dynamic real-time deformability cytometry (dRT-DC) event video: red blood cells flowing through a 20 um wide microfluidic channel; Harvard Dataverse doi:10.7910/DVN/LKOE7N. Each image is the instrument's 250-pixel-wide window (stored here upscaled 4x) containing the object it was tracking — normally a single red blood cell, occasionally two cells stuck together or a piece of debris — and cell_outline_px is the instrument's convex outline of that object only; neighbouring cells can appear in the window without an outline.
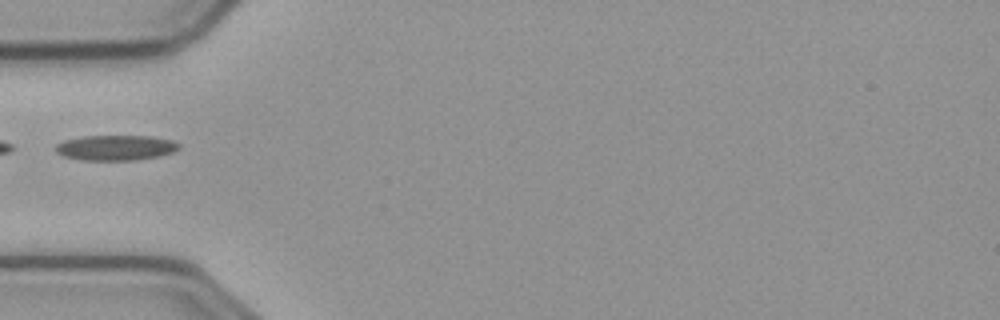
{"species": "common noctule bat (a hibernating species)", "species_latin": "Nyctalus noctula", "temperature_condition": "cold", "stored_images_in_passage": 33, "camera_frame_rate_fps": 3000, "um_per_image_px": 0.085, "animal": {"sex": "male", "body_mass_g": 23.1, "forearm_length_mm": 52.7}, "frame": {"image": 1, "passage_image": 1, "time_ms": 0.0, "image_size_px": [1000, 320], "cell_outline_px": [[180, 148], [172, 152], [160, 156], [132, 160], [80, 160], [64, 156], [56, 152], [56, 144], [64, 140], [84, 136], [152, 136], [172, 140], [180, 144]], "centroid_in_image_um": [9.84, 12.55], "position_along_channel_um": 75.2, "area_um2": 18.15}}
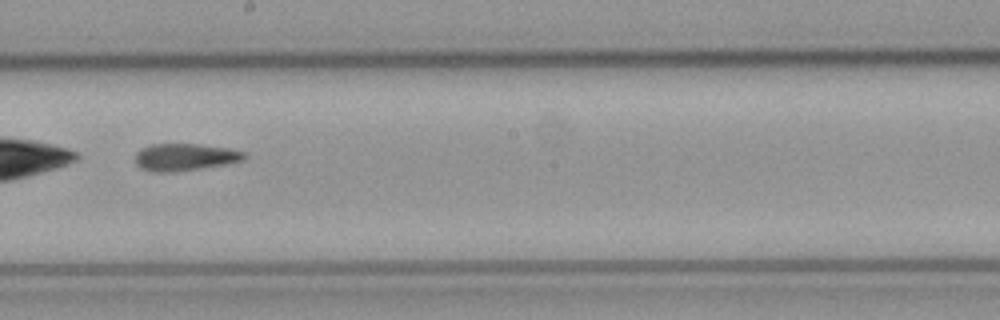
{"frame": {"image": 2, "passage_image": 14, "time_ms": 4.333, "image_size_px": [1000, 320], "cell_outline_px": [[248, 156], [244, 160], [224, 164], [200, 168], [172, 172], [152, 172], [140, 168], [136, 164], [136, 152], [140, 148], [152, 144], [200, 144], [228, 148], [244, 152]], "centroid_in_image_um": [15.69, 13.35], "position_along_channel_um": 232.5, "area_um2": 17.28}}
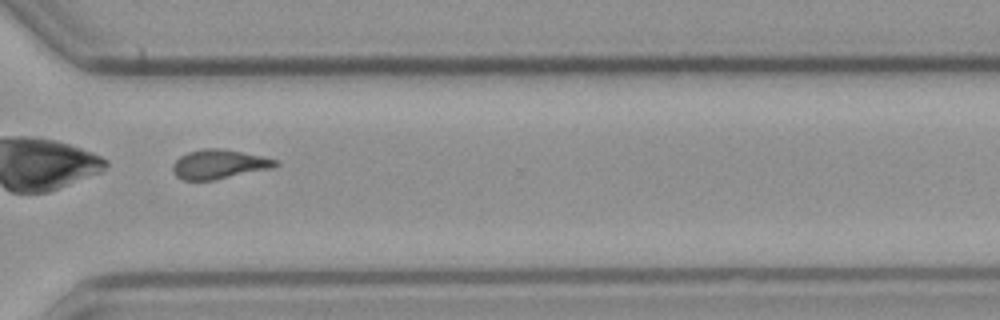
{"frame": {"image": 3, "passage_image": 24, "time_ms": 7.667, "image_size_px": [1000, 320], "cell_outline_px": [[280, 164], [272, 168], [212, 180], [184, 180], [176, 176], [172, 172], [172, 164], [180, 156], [188, 152], [204, 148], [224, 148], [264, 156], [276, 160]], "centroid_in_image_um": [18.61, 13.94], "position_along_channel_um": 352.0, "area_um2": 17.57}}